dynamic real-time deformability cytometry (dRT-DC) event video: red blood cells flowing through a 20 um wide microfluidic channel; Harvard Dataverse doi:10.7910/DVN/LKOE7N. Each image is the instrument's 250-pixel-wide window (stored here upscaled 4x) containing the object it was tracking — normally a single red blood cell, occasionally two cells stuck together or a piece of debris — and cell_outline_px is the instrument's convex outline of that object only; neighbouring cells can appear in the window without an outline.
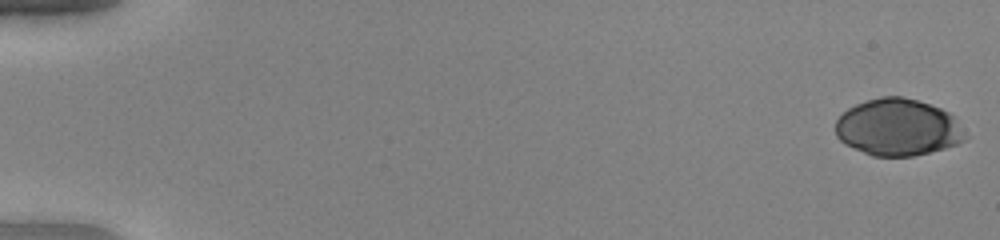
{"species": "human", "species_latin": "Homo sapiens", "temperature_condition": "warm", "stored_images_in_passage": 52, "camera_frame_rate_fps": 3000, "um_per_image_px": 0.085, "donor": {"sex": "female"}, "frame": {"image": 1, "passage_image": 1, "time_ms": 0.0, "image_size_px": [1000, 240], "cell_outline_px": [[968, 140], [944, 148], [912, 156], [872, 156], [844, 144], [836, 136], [836, 120], [848, 108], [856, 104], [880, 96], [900, 96], [916, 100], [940, 108], [948, 112], [952, 116], [968, 136]], "centroid_in_image_um": [76.31, 10.83], "position_along_channel_um": 8.7, "area_um2": 42.83}}
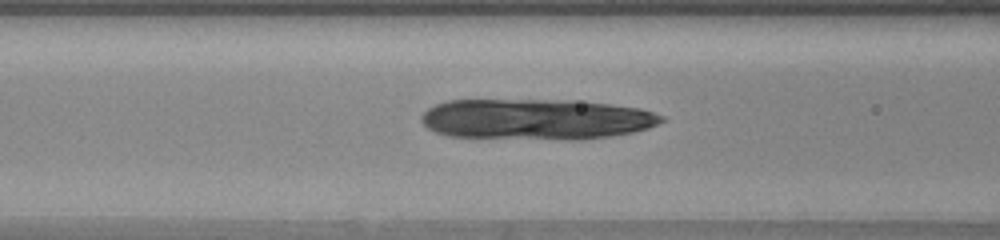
{"frame": {"image": 2, "passage_image": 23, "time_ms": 7.333, "image_size_px": [1000, 240], "cell_outline_px": [[664, 120], [648, 128], [632, 132], [608, 136], [580, 140], [568, 140], [448, 136], [436, 132], [428, 128], [420, 120], [420, 116], [428, 108], [436, 104], [448, 100], [572, 100], [608, 104], [640, 108], [664, 116]], "centroid_in_image_um": [45.55, 10.13], "position_along_channel_um": 121.1, "area_um2": 57.11}}
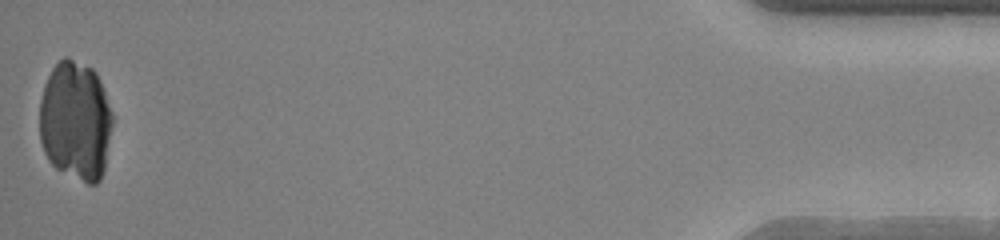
{"frame": {"image": 3, "passage_image": 52, "time_ms": 17.0, "image_size_px": [1000, 240], "cell_outline_px": [[112, 124], [104, 168], [100, 180], [96, 184], [88, 184], [56, 168], [48, 160], [44, 152], [40, 140], [40, 100], [44, 84], [52, 68], [64, 56], [68, 56], [92, 68], [96, 72], [100, 80], [112, 112]], "centroid_in_image_um": [6.41, 10.25], "position_along_channel_um": 428.8, "area_um2": 50.92}}